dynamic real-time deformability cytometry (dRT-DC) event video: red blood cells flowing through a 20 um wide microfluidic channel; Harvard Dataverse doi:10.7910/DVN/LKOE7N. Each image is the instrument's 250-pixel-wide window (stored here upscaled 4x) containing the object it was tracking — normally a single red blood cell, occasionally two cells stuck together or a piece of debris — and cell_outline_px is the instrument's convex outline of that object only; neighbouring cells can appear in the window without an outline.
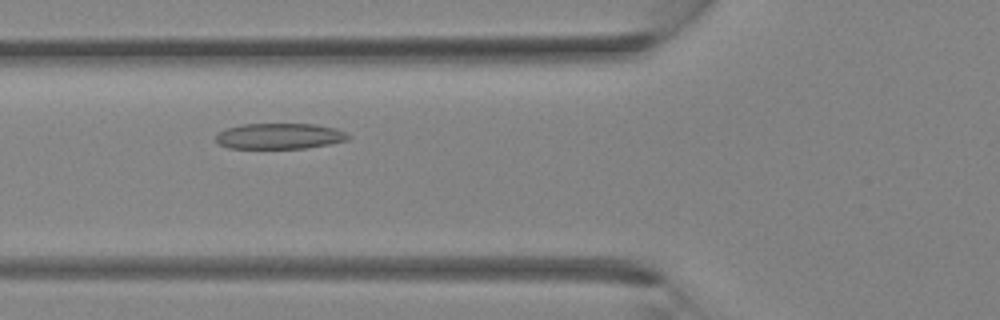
{"species": "Egyptian fruit bat (a non-hibernating species)", "species_latin": "Rousettus aegyptiacus", "temperature_condition": "room temperature", "stored_images_in_passage": 33, "camera_frame_rate_fps": 3000, "um_per_image_px": 0.085, "animal": {"sex": "female"}, "frame": {"image": 1, "passage_image": 11, "time_ms": 3.333, "image_size_px": [1000, 320], "cell_outline_px": [[352, 136], [348, 140], [308, 148], [228, 148], [220, 144], [216, 140], [216, 136], [220, 132], [228, 128], [244, 124], [316, 124], [336, 128]], "centroid_in_image_um": [23.81, 11.57], "position_along_channel_um": 102.0, "area_um2": 19.77}}
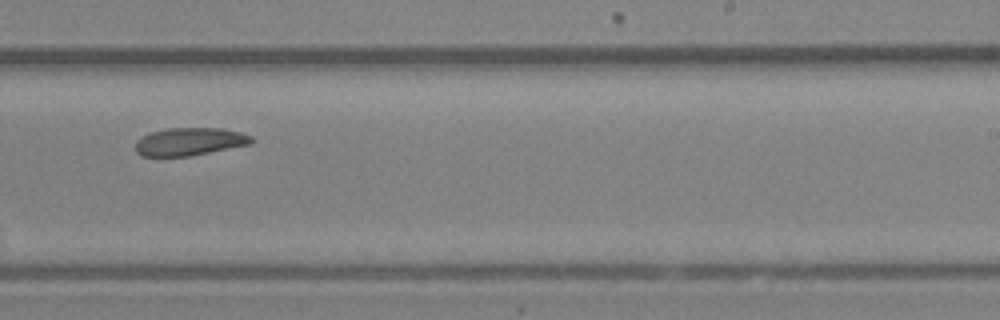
{"frame": {"image": 2, "passage_image": 20, "time_ms": 6.333, "image_size_px": [1000, 320], "cell_outline_px": [[256, 140], [252, 144], [188, 156], [140, 156], [136, 152], [136, 140], [152, 132], [168, 128], [224, 128], [240, 132], [252, 136]], "centroid_in_image_um": [16.16, 12.03], "position_along_channel_um": 272.8, "area_um2": 18.84}}
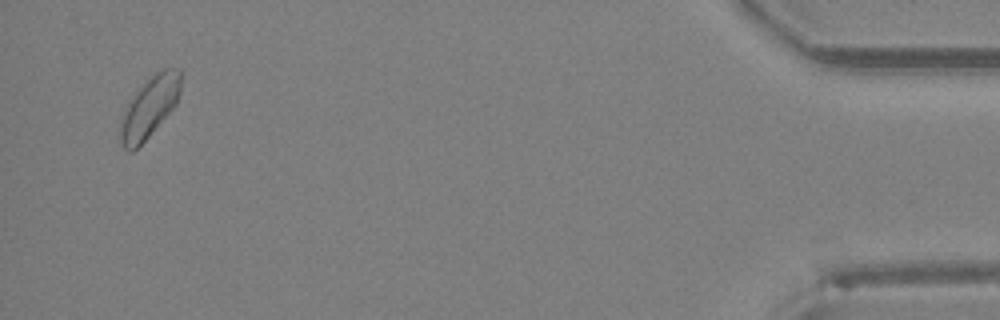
{"frame": {"image": 3, "passage_image": 32, "time_ms": 10.333, "image_size_px": [1000, 320], "cell_outline_px": [[180, 92], [176, 104], [148, 136], [132, 152], [128, 152], [124, 148], [120, 140], [120, 116], [124, 108], [136, 88], [148, 76], [164, 68], [180, 68]], "centroid_in_image_um": [12.66, 9.06], "position_along_channel_um": 422.5, "area_um2": 21.62}}